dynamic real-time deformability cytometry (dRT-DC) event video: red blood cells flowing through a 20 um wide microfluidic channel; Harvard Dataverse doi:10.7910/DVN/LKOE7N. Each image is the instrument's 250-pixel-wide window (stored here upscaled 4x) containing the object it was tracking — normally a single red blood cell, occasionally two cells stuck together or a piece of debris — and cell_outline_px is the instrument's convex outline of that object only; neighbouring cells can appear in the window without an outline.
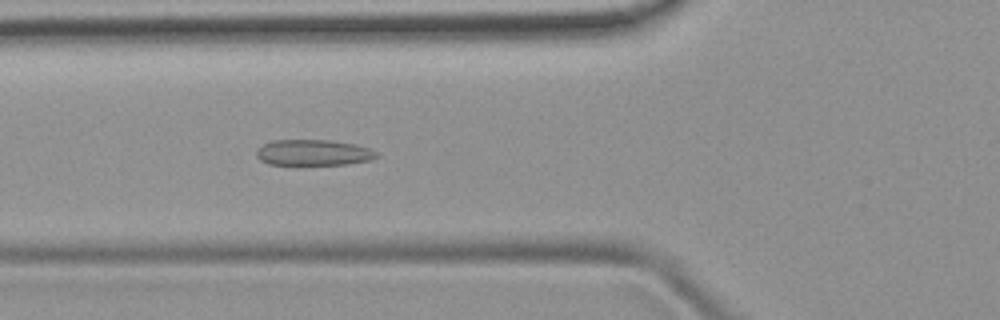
{"species": "common noctule bat (a hibernating species)", "species_latin": "Nyctalus noctula", "temperature_condition": "room temperature", "stored_images_in_passage": 5, "camera_frame_rate_fps": 3000, "um_per_image_px": 0.085, "animal": {"sex": "female", "body_mass_g": 19.9}, "frame": {"image": 1, "passage_image": 5, "time_ms": 4.667, "image_size_px": [1000, 320], "cell_outline_px": [[380, 156], [368, 160], [344, 164], [296, 168], [268, 164], [260, 160], [256, 156], [256, 148], [272, 140], [328, 140], [356, 144], [368, 148], [376, 152]], "centroid_in_image_um": [26.55, 13.02], "position_along_channel_um": 99.3, "area_um2": 19.07}}